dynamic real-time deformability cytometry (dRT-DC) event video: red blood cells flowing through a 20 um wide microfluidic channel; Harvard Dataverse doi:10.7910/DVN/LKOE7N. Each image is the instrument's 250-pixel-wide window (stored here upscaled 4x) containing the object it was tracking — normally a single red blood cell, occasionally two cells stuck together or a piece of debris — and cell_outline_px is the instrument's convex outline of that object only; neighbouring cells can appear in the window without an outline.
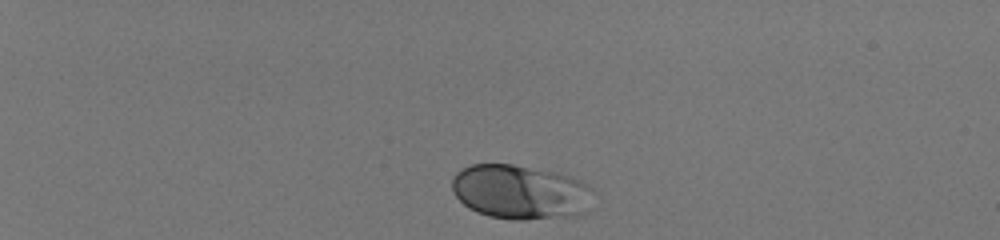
{"species": "human", "species_latin": "Homo sapiens", "temperature_condition": "room temperature", "stored_images_in_passage": 38, "camera_frame_rate_fps": 3000, "um_per_image_px": 0.085, "donor": {"sex": "male"}, "frame": {"image": 1, "passage_image": 1, "time_ms": 0.0, "image_size_px": [1000, 240], "cell_outline_px": [[592, 188], [588, 212], [580, 216], [524, 220], [512, 220], [488, 216], [476, 212], [468, 208], [456, 196], [452, 188], [452, 176], [456, 172], [472, 164], [512, 164], [556, 172], [580, 180]], "centroid_in_image_um": [44.24, 16.34], "position_along_channel_um": 40.8, "area_um2": 45.26}}
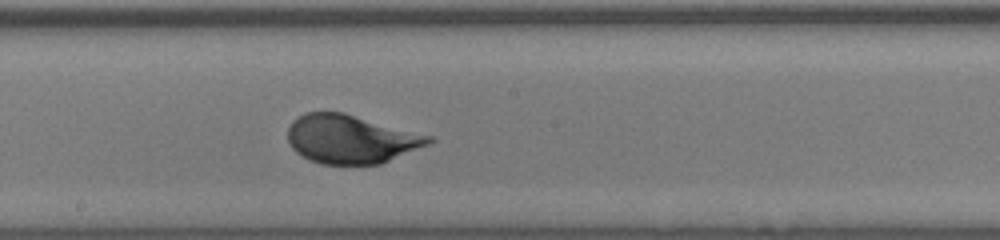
{"frame": {"image": 2, "passage_image": 22, "time_ms": 7.0, "image_size_px": [1000, 240], "cell_outline_px": [[436, 140], [428, 144], [380, 164], [320, 164], [308, 160], [296, 152], [292, 148], [288, 140], [288, 128], [292, 120], [304, 112], [344, 112], [432, 136]], "centroid_in_image_um": [29.79, 11.81], "position_along_channel_um": 218.4, "area_um2": 39.94}}
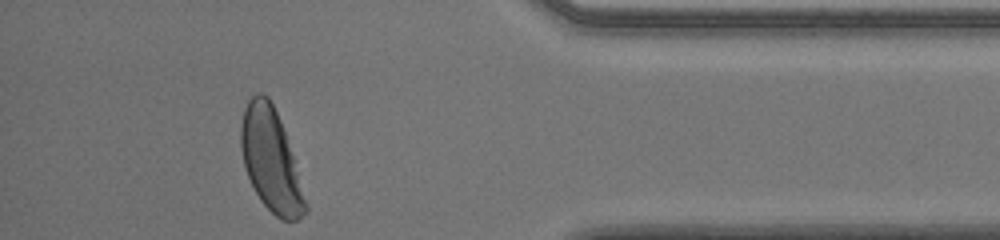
{"frame": {"image": 3, "passage_image": 38, "time_ms": 12.333, "image_size_px": [1000, 240], "cell_outline_px": [[308, 212], [296, 220], [280, 220], [260, 200], [248, 176], [244, 164], [240, 148], [240, 128], [244, 108], [248, 100], [256, 92], [260, 92], [268, 96], [280, 120], [308, 204]], "centroid_in_image_um": [23.01, 13.61], "position_along_channel_um": 412.2, "area_um2": 38.03}, "authors_computed_cell_mechanics": {"area_um2": 40.5756, "velocity_mm_per_s": 3.9867, "shape_relaxation_time_tau1_ms": 2.3032, "shape_relaxation_time_tau2_ms": null, "deformation_change_tau1": 0.1428, "deformation_change_tau2": null}}